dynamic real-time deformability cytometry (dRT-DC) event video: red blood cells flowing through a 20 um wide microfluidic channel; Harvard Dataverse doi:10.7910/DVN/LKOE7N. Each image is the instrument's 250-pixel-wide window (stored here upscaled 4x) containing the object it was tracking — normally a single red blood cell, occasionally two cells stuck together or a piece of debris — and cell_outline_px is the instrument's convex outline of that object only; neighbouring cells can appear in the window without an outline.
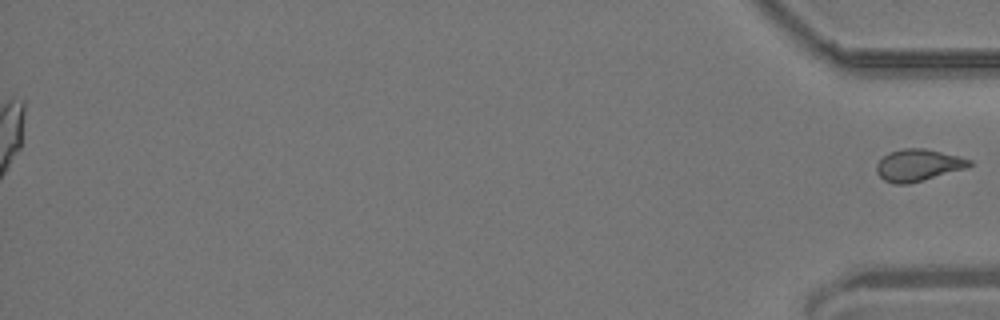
{"species": "common noctule bat (a hibernating species)", "species_latin": "Nyctalus noctula", "temperature_condition": "room temperature", "stored_images_in_passage": 53, "segment_of_instrument_passage": [2, 2], "camera_frame_rate_fps": 3000, "um_per_image_px": 0.085, "animal": {"sex": "male", "body_mass_g": 19.2, "forearm_length_mm": 51.8}, "frame": {"image": 1, "passage_image": 53, "time_ms": 17.333, "image_size_px": [1000, 320], "cell_outline_px": [[972, 164], [968, 168], [908, 184], [892, 184], [884, 180], [876, 172], [876, 164], [888, 152], [904, 148], [924, 148], [960, 156], [972, 160]], "centroid_in_image_um": [78.05, 14.04], "position_along_channel_um": 357.1, "area_um2": 17.4}}